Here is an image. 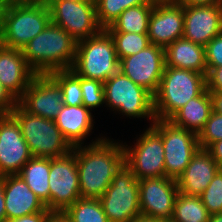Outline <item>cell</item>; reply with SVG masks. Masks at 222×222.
I'll return each mask as SVG.
<instances>
[{
	"label": "cell",
	"mask_w": 222,
	"mask_h": 222,
	"mask_svg": "<svg viewBox=\"0 0 222 222\" xmlns=\"http://www.w3.org/2000/svg\"><path fill=\"white\" fill-rule=\"evenodd\" d=\"M183 30V5L177 0L155 1L148 25L150 43L165 48L181 38Z\"/></svg>",
	"instance_id": "cell-17"
},
{
	"label": "cell",
	"mask_w": 222,
	"mask_h": 222,
	"mask_svg": "<svg viewBox=\"0 0 222 222\" xmlns=\"http://www.w3.org/2000/svg\"><path fill=\"white\" fill-rule=\"evenodd\" d=\"M165 68L164 48L150 44L140 52L119 60V71L154 95Z\"/></svg>",
	"instance_id": "cell-13"
},
{
	"label": "cell",
	"mask_w": 222,
	"mask_h": 222,
	"mask_svg": "<svg viewBox=\"0 0 222 222\" xmlns=\"http://www.w3.org/2000/svg\"><path fill=\"white\" fill-rule=\"evenodd\" d=\"M150 126L162 137L165 177L177 180L200 149L198 134L168 119H156Z\"/></svg>",
	"instance_id": "cell-8"
},
{
	"label": "cell",
	"mask_w": 222,
	"mask_h": 222,
	"mask_svg": "<svg viewBox=\"0 0 222 222\" xmlns=\"http://www.w3.org/2000/svg\"><path fill=\"white\" fill-rule=\"evenodd\" d=\"M18 122L33 157L56 158L68 154L73 146L55 121L30 114L17 105L10 113Z\"/></svg>",
	"instance_id": "cell-6"
},
{
	"label": "cell",
	"mask_w": 222,
	"mask_h": 222,
	"mask_svg": "<svg viewBox=\"0 0 222 222\" xmlns=\"http://www.w3.org/2000/svg\"><path fill=\"white\" fill-rule=\"evenodd\" d=\"M49 0H28L29 3H44L46 4Z\"/></svg>",
	"instance_id": "cell-46"
},
{
	"label": "cell",
	"mask_w": 222,
	"mask_h": 222,
	"mask_svg": "<svg viewBox=\"0 0 222 222\" xmlns=\"http://www.w3.org/2000/svg\"><path fill=\"white\" fill-rule=\"evenodd\" d=\"M49 75L60 85L64 105H83L80 77L72 69L53 71Z\"/></svg>",
	"instance_id": "cell-29"
},
{
	"label": "cell",
	"mask_w": 222,
	"mask_h": 222,
	"mask_svg": "<svg viewBox=\"0 0 222 222\" xmlns=\"http://www.w3.org/2000/svg\"><path fill=\"white\" fill-rule=\"evenodd\" d=\"M109 34L114 40L116 54L119 60L134 55L151 44L148 34L131 32H109Z\"/></svg>",
	"instance_id": "cell-31"
},
{
	"label": "cell",
	"mask_w": 222,
	"mask_h": 222,
	"mask_svg": "<svg viewBox=\"0 0 222 222\" xmlns=\"http://www.w3.org/2000/svg\"><path fill=\"white\" fill-rule=\"evenodd\" d=\"M28 0H0V3H7V2H23Z\"/></svg>",
	"instance_id": "cell-47"
},
{
	"label": "cell",
	"mask_w": 222,
	"mask_h": 222,
	"mask_svg": "<svg viewBox=\"0 0 222 222\" xmlns=\"http://www.w3.org/2000/svg\"><path fill=\"white\" fill-rule=\"evenodd\" d=\"M48 182L50 201L45 206L49 211L64 212L81 198L76 155L73 151L60 157L50 158Z\"/></svg>",
	"instance_id": "cell-12"
},
{
	"label": "cell",
	"mask_w": 222,
	"mask_h": 222,
	"mask_svg": "<svg viewBox=\"0 0 222 222\" xmlns=\"http://www.w3.org/2000/svg\"><path fill=\"white\" fill-rule=\"evenodd\" d=\"M5 199L3 192V176L0 178V222H6Z\"/></svg>",
	"instance_id": "cell-43"
},
{
	"label": "cell",
	"mask_w": 222,
	"mask_h": 222,
	"mask_svg": "<svg viewBox=\"0 0 222 222\" xmlns=\"http://www.w3.org/2000/svg\"><path fill=\"white\" fill-rule=\"evenodd\" d=\"M64 213L71 222H109L99 199L79 198Z\"/></svg>",
	"instance_id": "cell-28"
},
{
	"label": "cell",
	"mask_w": 222,
	"mask_h": 222,
	"mask_svg": "<svg viewBox=\"0 0 222 222\" xmlns=\"http://www.w3.org/2000/svg\"><path fill=\"white\" fill-rule=\"evenodd\" d=\"M18 105V100L0 82V110L4 114H10Z\"/></svg>",
	"instance_id": "cell-37"
},
{
	"label": "cell",
	"mask_w": 222,
	"mask_h": 222,
	"mask_svg": "<svg viewBox=\"0 0 222 222\" xmlns=\"http://www.w3.org/2000/svg\"><path fill=\"white\" fill-rule=\"evenodd\" d=\"M219 170L218 164L212 159L210 153L200 148L177 179L179 192L200 196Z\"/></svg>",
	"instance_id": "cell-21"
},
{
	"label": "cell",
	"mask_w": 222,
	"mask_h": 222,
	"mask_svg": "<svg viewBox=\"0 0 222 222\" xmlns=\"http://www.w3.org/2000/svg\"><path fill=\"white\" fill-rule=\"evenodd\" d=\"M213 111L222 115V92H209Z\"/></svg>",
	"instance_id": "cell-42"
},
{
	"label": "cell",
	"mask_w": 222,
	"mask_h": 222,
	"mask_svg": "<svg viewBox=\"0 0 222 222\" xmlns=\"http://www.w3.org/2000/svg\"><path fill=\"white\" fill-rule=\"evenodd\" d=\"M50 212L51 211L45 208L43 211L7 220L6 222H45V219Z\"/></svg>",
	"instance_id": "cell-38"
},
{
	"label": "cell",
	"mask_w": 222,
	"mask_h": 222,
	"mask_svg": "<svg viewBox=\"0 0 222 222\" xmlns=\"http://www.w3.org/2000/svg\"><path fill=\"white\" fill-rule=\"evenodd\" d=\"M178 192L177 180L165 176L140 180L141 215L170 222Z\"/></svg>",
	"instance_id": "cell-15"
},
{
	"label": "cell",
	"mask_w": 222,
	"mask_h": 222,
	"mask_svg": "<svg viewBox=\"0 0 222 222\" xmlns=\"http://www.w3.org/2000/svg\"><path fill=\"white\" fill-rule=\"evenodd\" d=\"M206 150L218 164L219 169L222 170V140L212 143Z\"/></svg>",
	"instance_id": "cell-39"
},
{
	"label": "cell",
	"mask_w": 222,
	"mask_h": 222,
	"mask_svg": "<svg viewBox=\"0 0 222 222\" xmlns=\"http://www.w3.org/2000/svg\"><path fill=\"white\" fill-rule=\"evenodd\" d=\"M205 55L207 67L222 66V32L205 46Z\"/></svg>",
	"instance_id": "cell-35"
},
{
	"label": "cell",
	"mask_w": 222,
	"mask_h": 222,
	"mask_svg": "<svg viewBox=\"0 0 222 222\" xmlns=\"http://www.w3.org/2000/svg\"><path fill=\"white\" fill-rule=\"evenodd\" d=\"M77 40L63 28L49 23L22 49L29 67L36 74L71 69L76 57Z\"/></svg>",
	"instance_id": "cell-2"
},
{
	"label": "cell",
	"mask_w": 222,
	"mask_h": 222,
	"mask_svg": "<svg viewBox=\"0 0 222 222\" xmlns=\"http://www.w3.org/2000/svg\"><path fill=\"white\" fill-rule=\"evenodd\" d=\"M50 158L32 157L18 173L30 190L46 205L50 201Z\"/></svg>",
	"instance_id": "cell-25"
},
{
	"label": "cell",
	"mask_w": 222,
	"mask_h": 222,
	"mask_svg": "<svg viewBox=\"0 0 222 222\" xmlns=\"http://www.w3.org/2000/svg\"><path fill=\"white\" fill-rule=\"evenodd\" d=\"M149 0H95L99 26L107 29L126 9L146 4Z\"/></svg>",
	"instance_id": "cell-30"
},
{
	"label": "cell",
	"mask_w": 222,
	"mask_h": 222,
	"mask_svg": "<svg viewBox=\"0 0 222 222\" xmlns=\"http://www.w3.org/2000/svg\"><path fill=\"white\" fill-rule=\"evenodd\" d=\"M91 111L84 105H64L56 116L57 127L73 147L84 144V139L91 133L94 125Z\"/></svg>",
	"instance_id": "cell-22"
},
{
	"label": "cell",
	"mask_w": 222,
	"mask_h": 222,
	"mask_svg": "<svg viewBox=\"0 0 222 222\" xmlns=\"http://www.w3.org/2000/svg\"><path fill=\"white\" fill-rule=\"evenodd\" d=\"M200 198L210 216L222 213V170L217 172Z\"/></svg>",
	"instance_id": "cell-32"
},
{
	"label": "cell",
	"mask_w": 222,
	"mask_h": 222,
	"mask_svg": "<svg viewBox=\"0 0 222 222\" xmlns=\"http://www.w3.org/2000/svg\"><path fill=\"white\" fill-rule=\"evenodd\" d=\"M205 90L204 74L165 66L159 87L153 95L155 118L169 119L177 110Z\"/></svg>",
	"instance_id": "cell-4"
},
{
	"label": "cell",
	"mask_w": 222,
	"mask_h": 222,
	"mask_svg": "<svg viewBox=\"0 0 222 222\" xmlns=\"http://www.w3.org/2000/svg\"><path fill=\"white\" fill-rule=\"evenodd\" d=\"M209 217L200 196L178 192L170 222H208Z\"/></svg>",
	"instance_id": "cell-27"
},
{
	"label": "cell",
	"mask_w": 222,
	"mask_h": 222,
	"mask_svg": "<svg viewBox=\"0 0 222 222\" xmlns=\"http://www.w3.org/2000/svg\"><path fill=\"white\" fill-rule=\"evenodd\" d=\"M208 222H222V213L211 215Z\"/></svg>",
	"instance_id": "cell-45"
},
{
	"label": "cell",
	"mask_w": 222,
	"mask_h": 222,
	"mask_svg": "<svg viewBox=\"0 0 222 222\" xmlns=\"http://www.w3.org/2000/svg\"><path fill=\"white\" fill-rule=\"evenodd\" d=\"M7 220L43 211L46 206L18 174L3 176Z\"/></svg>",
	"instance_id": "cell-19"
},
{
	"label": "cell",
	"mask_w": 222,
	"mask_h": 222,
	"mask_svg": "<svg viewBox=\"0 0 222 222\" xmlns=\"http://www.w3.org/2000/svg\"><path fill=\"white\" fill-rule=\"evenodd\" d=\"M36 73L29 67L22 50L0 44V82L18 100Z\"/></svg>",
	"instance_id": "cell-20"
},
{
	"label": "cell",
	"mask_w": 222,
	"mask_h": 222,
	"mask_svg": "<svg viewBox=\"0 0 222 222\" xmlns=\"http://www.w3.org/2000/svg\"><path fill=\"white\" fill-rule=\"evenodd\" d=\"M222 140V115L212 111L204 128L198 134L201 149H207L212 143Z\"/></svg>",
	"instance_id": "cell-34"
},
{
	"label": "cell",
	"mask_w": 222,
	"mask_h": 222,
	"mask_svg": "<svg viewBox=\"0 0 222 222\" xmlns=\"http://www.w3.org/2000/svg\"><path fill=\"white\" fill-rule=\"evenodd\" d=\"M183 7V38L205 47L222 32V4Z\"/></svg>",
	"instance_id": "cell-18"
},
{
	"label": "cell",
	"mask_w": 222,
	"mask_h": 222,
	"mask_svg": "<svg viewBox=\"0 0 222 222\" xmlns=\"http://www.w3.org/2000/svg\"><path fill=\"white\" fill-rule=\"evenodd\" d=\"M127 146L123 145L124 163L139 181L165 176L162 137L152 126L137 138L133 148Z\"/></svg>",
	"instance_id": "cell-11"
},
{
	"label": "cell",
	"mask_w": 222,
	"mask_h": 222,
	"mask_svg": "<svg viewBox=\"0 0 222 222\" xmlns=\"http://www.w3.org/2000/svg\"><path fill=\"white\" fill-rule=\"evenodd\" d=\"M80 87L83 93V105L88 108H97L105 104L103 83L98 80L80 77Z\"/></svg>",
	"instance_id": "cell-33"
},
{
	"label": "cell",
	"mask_w": 222,
	"mask_h": 222,
	"mask_svg": "<svg viewBox=\"0 0 222 222\" xmlns=\"http://www.w3.org/2000/svg\"><path fill=\"white\" fill-rule=\"evenodd\" d=\"M165 66L191 70L206 76L205 47L183 37L164 48Z\"/></svg>",
	"instance_id": "cell-23"
},
{
	"label": "cell",
	"mask_w": 222,
	"mask_h": 222,
	"mask_svg": "<svg viewBox=\"0 0 222 222\" xmlns=\"http://www.w3.org/2000/svg\"><path fill=\"white\" fill-rule=\"evenodd\" d=\"M105 104L126 117L148 118L156 120L153 95L144 87L135 84L121 71H117L104 83Z\"/></svg>",
	"instance_id": "cell-7"
},
{
	"label": "cell",
	"mask_w": 222,
	"mask_h": 222,
	"mask_svg": "<svg viewBox=\"0 0 222 222\" xmlns=\"http://www.w3.org/2000/svg\"><path fill=\"white\" fill-rule=\"evenodd\" d=\"M32 157L17 120L4 114L0 118V175L18 174Z\"/></svg>",
	"instance_id": "cell-16"
},
{
	"label": "cell",
	"mask_w": 222,
	"mask_h": 222,
	"mask_svg": "<svg viewBox=\"0 0 222 222\" xmlns=\"http://www.w3.org/2000/svg\"><path fill=\"white\" fill-rule=\"evenodd\" d=\"M206 90L208 92H222V66L207 67Z\"/></svg>",
	"instance_id": "cell-36"
},
{
	"label": "cell",
	"mask_w": 222,
	"mask_h": 222,
	"mask_svg": "<svg viewBox=\"0 0 222 222\" xmlns=\"http://www.w3.org/2000/svg\"><path fill=\"white\" fill-rule=\"evenodd\" d=\"M154 3L155 0H149L146 4L126 9L106 30L108 32L148 34L149 18Z\"/></svg>",
	"instance_id": "cell-26"
},
{
	"label": "cell",
	"mask_w": 222,
	"mask_h": 222,
	"mask_svg": "<svg viewBox=\"0 0 222 222\" xmlns=\"http://www.w3.org/2000/svg\"><path fill=\"white\" fill-rule=\"evenodd\" d=\"M99 200L109 222H130L141 215L139 180L125 163Z\"/></svg>",
	"instance_id": "cell-9"
},
{
	"label": "cell",
	"mask_w": 222,
	"mask_h": 222,
	"mask_svg": "<svg viewBox=\"0 0 222 222\" xmlns=\"http://www.w3.org/2000/svg\"><path fill=\"white\" fill-rule=\"evenodd\" d=\"M130 222H168V221L140 215L137 218L131 220Z\"/></svg>",
	"instance_id": "cell-44"
},
{
	"label": "cell",
	"mask_w": 222,
	"mask_h": 222,
	"mask_svg": "<svg viewBox=\"0 0 222 222\" xmlns=\"http://www.w3.org/2000/svg\"><path fill=\"white\" fill-rule=\"evenodd\" d=\"M155 1H175V0H155Z\"/></svg>",
	"instance_id": "cell-48"
},
{
	"label": "cell",
	"mask_w": 222,
	"mask_h": 222,
	"mask_svg": "<svg viewBox=\"0 0 222 222\" xmlns=\"http://www.w3.org/2000/svg\"><path fill=\"white\" fill-rule=\"evenodd\" d=\"M213 111L210 93L205 90L177 110L168 120L196 134L204 128Z\"/></svg>",
	"instance_id": "cell-24"
},
{
	"label": "cell",
	"mask_w": 222,
	"mask_h": 222,
	"mask_svg": "<svg viewBox=\"0 0 222 222\" xmlns=\"http://www.w3.org/2000/svg\"><path fill=\"white\" fill-rule=\"evenodd\" d=\"M45 222H71V220L64 212L51 211L47 215Z\"/></svg>",
	"instance_id": "cell-41"
},
{
	"label": "cell",
	"mask_w": 222,
	"mask_h": 222,
	"mask_svg": "<svg viewBox=\"0 0 222 222\" xmlns=\"http://www.w3.org/2000/svg\"><path fill=\"white\" fill-rule=\"evenodd\" d=\"M71 69L79 77L102 83L119 70L115 43L106 29L77 41L75 62Z\"/></svg>",
	"instance_id": "cell-5"
},
{
	"label": "cell",
	"mask_w": 222,
	"mask_h": 222,
	"mask_svg": "<svg viewBox=\"0 0 222 222\" xmlns=\"http://www.w3.org/2000/svg\"><path fill=\"white\" fill-rule=\"evenodd\" d=\"M182 5L209 6L222 4V0H177Z\"/></svg>",
	"instance_id": "cell-40"
},
{
	"label": "cell",
	"mask_w": 222,
	"mask_h": 222,
	"mask_svg": "<svg viewBox=\"0 0 222 222\" xmlns=\"http://www.w3.org/2000/svg\"><path fill=\"white\" fill-rule=\"evenodd\" d=\"M4 115V113L0 110V118Z\"/></svg>",
	"instance_id": "cell-49"
},
{
	"label": "cell",
	"mask_w": 222,
	"mask_h": 222,
	"mask_svg": "<svg viewBox=\"0 0 222 222\" xmlns=\"http://www.w3.org/2000/svg\"><path fill=\"white\" fill-rule=\"evenodd\" d=\"M46 4L51 23L63 28L77 41L102 30L97 21L95 0H49Z\"/></svg>",
	"instance_id": "cell-10"
},
{
	"label": "cell",
	"mask_w": 222,
	"mask_h": 222,
	"mask_svg": "<svg viewBox=\"0 0 222 222\" xmlns=\"http://www.w3.org/2000/svg\"><path fill=\"white\" fill-rule=\"evenodd\" d=\"M81 198L100 199L124 164L123 144L106 137L74 146Z\"/></svg>",
	"instance_id": "cell-1"
},
{
	"label": "cell",
	"mask_w": 222,
	"mask_h": 222,
	"mask_svg": "<svg viewBox=\"0 0 222 222\" xmlns=\"http://www.w3.org/2000/svg\"><path fill=\"white\" fill-rule=\"evenodd\" d=\"M50 22L47 4L27 1L0 3V44L22 50Z\"/></svg>",
	"instance_id": "cell-3"
},
{
	"label": "cell",
	"mask_w": 222,
	"mask_h": 222,
	"mask_svg": "<svg viewBox=\"0 0 222 222\" xmlns=\"http://www.w3.org/2000/svg\"><path fill=\"white\" fill-rule=\"evenodd\" d=\"M18 105L30 114L54 121L64 107L62 89L49 74H36Z\"/></svg>",
	"instance_id": "cell-14"
}]
</instances>
